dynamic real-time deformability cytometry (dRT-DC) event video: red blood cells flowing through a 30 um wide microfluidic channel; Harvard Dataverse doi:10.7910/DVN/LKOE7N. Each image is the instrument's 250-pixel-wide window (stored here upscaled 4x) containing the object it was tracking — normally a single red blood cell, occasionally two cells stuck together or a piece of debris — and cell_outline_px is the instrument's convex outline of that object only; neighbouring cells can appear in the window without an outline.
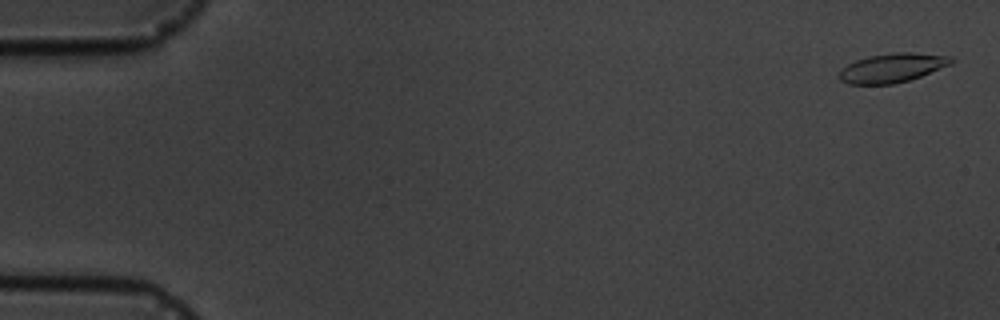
{"species": "common noctule bat (a hibernating species)", "species_latin": "Nyctalus noctula", "temperature_condition": "cold", "stored_images_in_passage": 14, "camera_frame_rate_fps": 3000, "um_per_image_px": 0.085, "animal": {"sex": "male", "body_mass_g": 19.5, "forearm_length_mm": 54.6}, "frame": {"image": 1, "passage_image": 1, "time_ms": 0.0, "image_size_px": [1000, 320], "cell_outline_px": [[956, 60], [952, 64], [920, 76], [908, 80], [892, 84], [848, 84], [840, 80], [840, 68], [856, 60], [868, 56], [892, 52], [912, 52], [952, 56]], "centroid_in_image_um": [75.86, 5.75], "position_along_channel_um": 9.1, "area_um2": 19.07}}
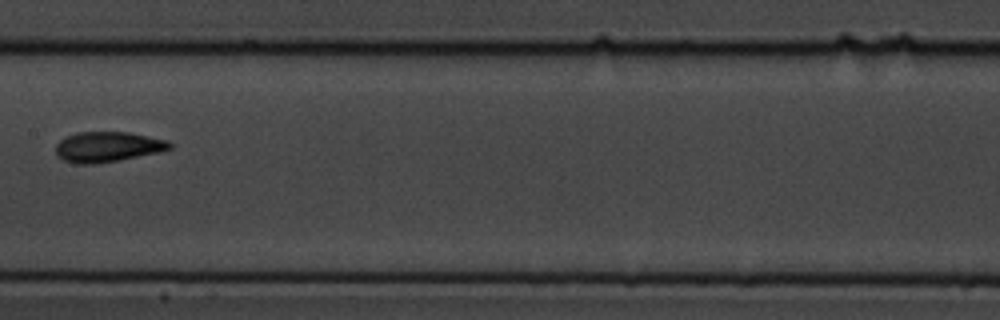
{"frame": {"image": 2, "passage_image": 9, "time_ms": 9.333, "image_size_px": [1000, 320], "cell_outline_px": [[172, 148], [160, 152], [120, 160], [92, 164], [80, 164], [64, 160], [56, 156], [56, 144], [64, 136], [76, 132], [128, 132], [168, 140], [172, 144]], "centroid_in_image_um": [9.14, 12.47], "position_along_channel_um": 198.3, "area_um2": 20.23}}
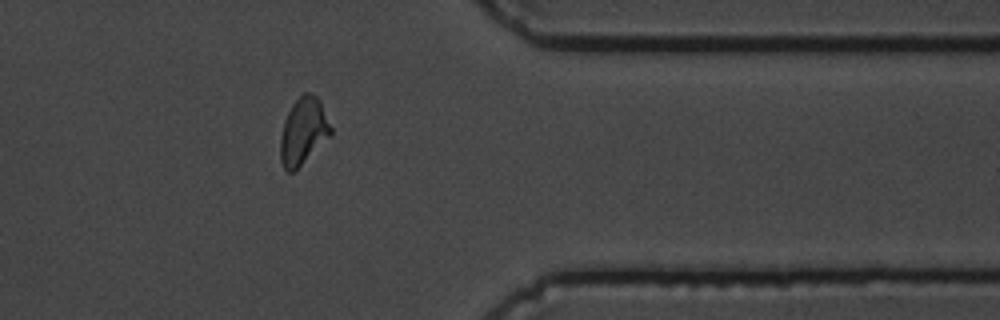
{"frame": {"image": 3, "passage_image": 14, "time_ms": 15.0, "image_size_px": [1000, 320], "cell_outline_px": [[332, 132], [292, 172], [288, 172], [284, 168], [280, 160], [280, 136], [284, 120], [292, 104], [304, 92], [308, 92], [316, 96], [320, 100], [332, 128]], "centroid_in_image_um": [25.75, 11.1], "position_along_channel_um": 385.6, "area_um2": 19.07}, "authors_computed_cell_mechanics": {"area_um2": 19.363, "velocity_mm_per_s": 3.5339, "shape_relaxation_time_tau1_ms": 3.3354, "shape_relaxation_time_tau2_ms": 1.7513, "deformation_change_tau1": 0.1441, "deformation_change_tau2": 0.0765}}